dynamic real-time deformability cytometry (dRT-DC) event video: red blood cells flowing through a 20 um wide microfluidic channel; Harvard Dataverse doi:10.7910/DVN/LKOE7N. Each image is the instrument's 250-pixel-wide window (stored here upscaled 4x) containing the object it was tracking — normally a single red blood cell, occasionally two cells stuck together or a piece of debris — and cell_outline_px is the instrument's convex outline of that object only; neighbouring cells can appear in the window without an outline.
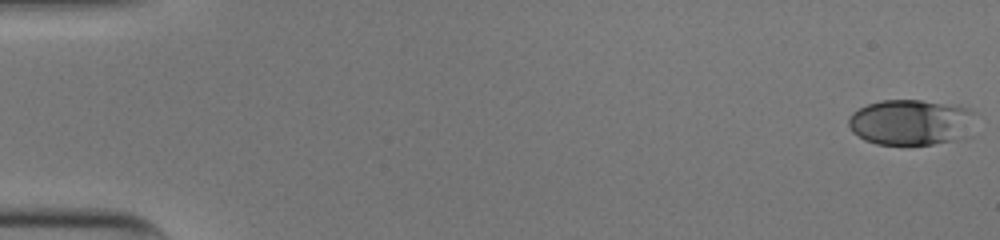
{"species": "human", "species_latin": "Homo sapiens", "temperature_condition": "cold", "stored_images_in_passage": 52, "camera_frame_rate_fps": 3000, "um_per_image_px": 0.085, "donor": {"sex": "male"}, "frame": {"image": 1, "passage_image": 1, "time_ms": 0.0, "image_size_px": [1000, 240], "cell_outline_px": [[972, 136], [932, 144], [876, 144], [864, 140], [852, 132], [848, 124], [848, 116], [852, 112], [868, 104], [880, 100], [920, 100], [960, 104], [968, 108], [972, 112]], "centroid_in_image_um": [77.44, 10.38], "position_along_channel_um": 7.6, "area_um2": 34.22}}
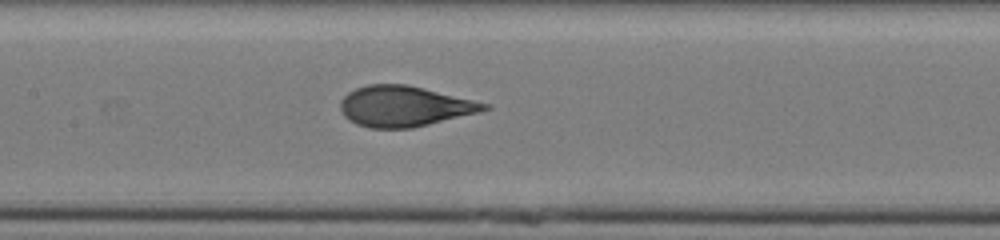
{"frame": {"image": 2, "passage_image": 26, "time_ms": 8.333, "image_size_px": [1000, 240], "cell_outline_px": [[492, 108], [480, 112], [412, 128], [368, 128], [356, 124], [348, 120], [344, 116], [340, 108], [340, 100], [348, 92], [356, 88], [368, 84], [408, 84], [492, 104]], "centroid_in_image_um": [34.38, 9.03], "position_along_channel_um": 173.0, "area_um2": 34.28}}
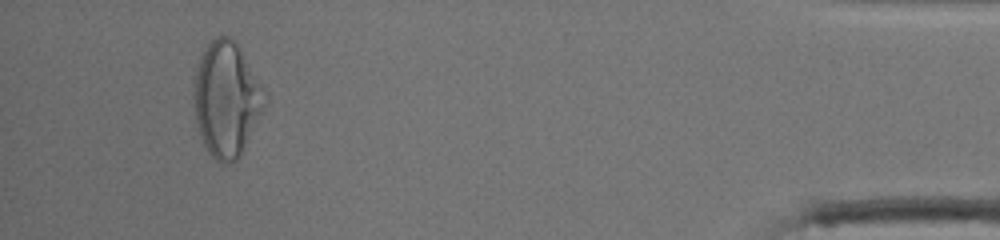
{"frame": {"image": 3, "passage_image": 49, "time_ms": 16.0, "image_size_px": [1000, 240], "cell_outline_px": [[268, 96], [244, 148], [240, 156], [236, 160], [228, 164], [224, 164], [216, 160], [208, 152], [200, 136], [196, 120], [192, 100], [192, 96], [196, 68], [204, 48], [216, 36], [228, 36], [240, 48]], "centroid_in_image_um": [19.22, 8.44], "position_along_channel_um": 416.0, "area_um2": 47.11}, "authors_computed_cell_mechanics": {"area_um2": 34.2754, "velocity_mm_per_s": 3.9926, "shape_relaxation_time_tau1_ms": 4.6782, "shape_relaxation_time_tau2_ms": null, "deformation_change_tau1": 0.1953, "deformation_change_tau2": null}}